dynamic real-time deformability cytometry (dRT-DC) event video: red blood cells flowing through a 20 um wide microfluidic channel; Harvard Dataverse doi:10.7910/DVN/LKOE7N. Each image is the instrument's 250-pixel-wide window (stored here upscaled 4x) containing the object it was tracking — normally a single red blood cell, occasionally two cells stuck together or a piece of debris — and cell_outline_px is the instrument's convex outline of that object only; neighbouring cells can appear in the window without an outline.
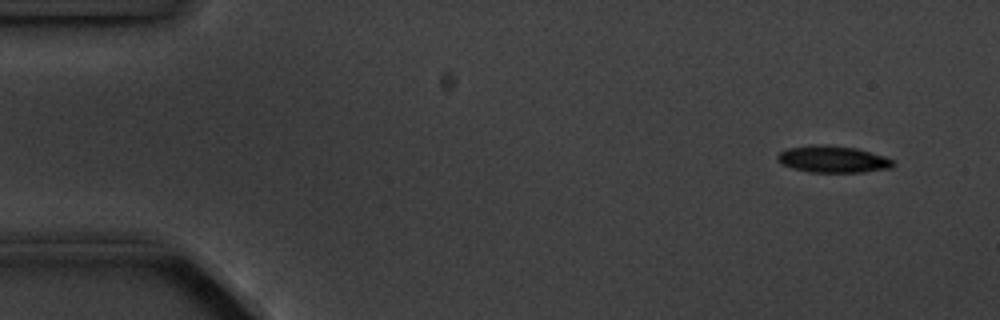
{"species": "common noctule bat (a hibernating species)", "species_latin": "Nyctalus noctula", "temperature_condition": "cold", "stored_images_in_passage": 4, "camera_frame_rate_fps": 3000, "um_per_image_px": 0.085, "animal": {"sex": "male", "body_mass_g": 20.1, "forearm_length_mm": 53.5}, "frame": {"image": 1, "passage_image": 1, "time_ms": 0.0, "image_size_px": [1000, 320], "cell_outline_px": [[892, 168], [860, 172], [808, 172], [792, 168], [780, 164], [776, 160], [776, 156], [784, 148], [808, 144], [828, 144], [856, 148], [884, 156], [892, 160]], "centroid_in_image_um": [70.69, 13.51], "position_along_channel_um": 14.3, "area_um2": 18.32}}
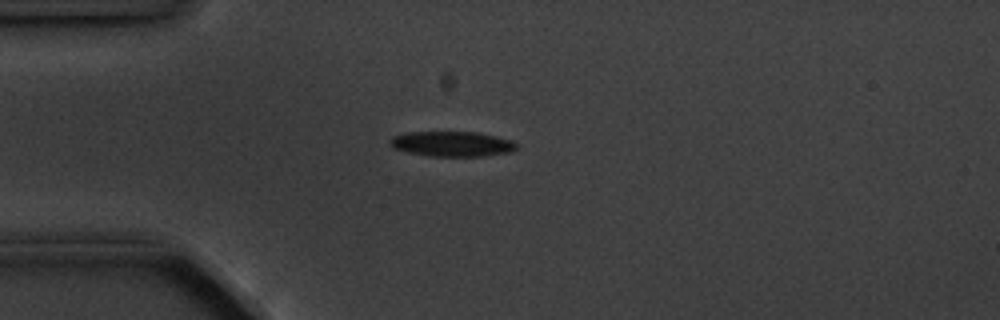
{"frame": {"image": 2, "passage_image": 4, "time_ms": 3.333, "image_size_px": [1000, 320], "cell_outline_px": [[516, 148], [508, 152], [480, 156], [428, 156], [408, 152], [392, 148], [388, 144], [388, 140], [392, 136], [408, 132], [476, 132], [496, 136], [512, 140], [516, 144]], "centroid_in_image_um": [38.34, 12.22], "position_along_channel_um": 46.7, "area_um2": 18.5}}